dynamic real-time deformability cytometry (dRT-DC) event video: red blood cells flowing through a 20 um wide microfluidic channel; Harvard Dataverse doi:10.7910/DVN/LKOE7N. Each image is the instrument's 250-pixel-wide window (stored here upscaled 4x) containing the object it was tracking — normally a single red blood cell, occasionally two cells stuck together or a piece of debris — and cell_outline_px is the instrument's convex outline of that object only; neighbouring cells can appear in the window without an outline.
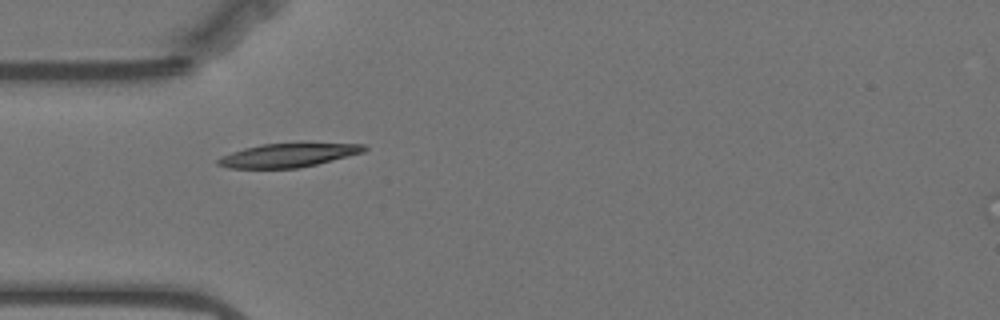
{"species": "Egyptian fruit bat (a non-hibernating species)", "species_latin": "Rousettus aegyptiacus", "temperature_condition": "warm", "stored_images_in_passage": 42, "camera_frame_rate_fps": 3000, "um_per_image_px": 0.085, "animal": {"sex": "female"}, "frame": {"image": 1, "passage_image": 1, "time_ms": 0.0, "image_size_px": [1000, 320], "cell_outline_px": [[368, 148], [364, 152], [300, 168], [228, 168], [216, 164], [216, 160], [220, 156], [244, 148], [260, 144], [300, 140], [364, 144]], "centroid_in_image_um": [24.55, 13.13], "position_along_channel_um": 60.4, "area_um2": 21.39}}
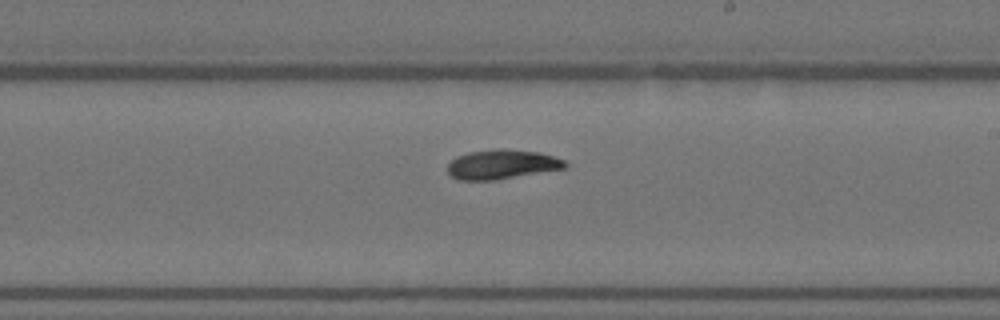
{"frame": {"image": 2, "passage_image": 17, "time_ms": 5.333, "image_size_px": [1000, 320], "cell_outline_px": [[568, 164], [564, 168], [496, 180], [460, 180], [452, 176], [448, 172], [448, 164], [456, 156], [468, 152], [500, 148], [540, 152], [564, 160]], "centroid_in_image_um": [42.64, 13.96], "position_along_channel_um": 246.4, "area_um2": 20.06}}
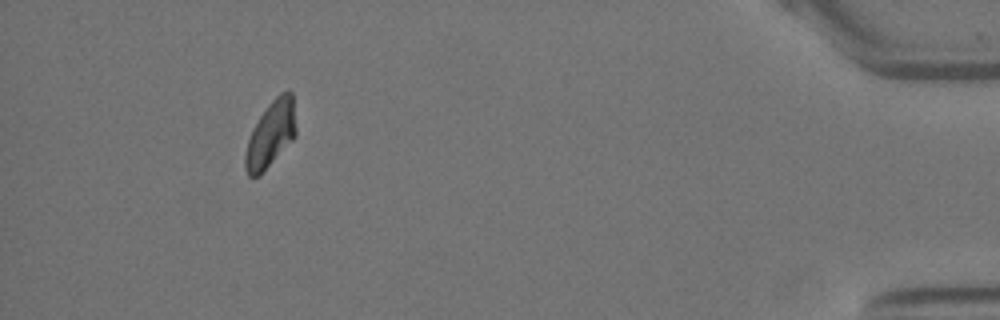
{"frame": {"image": 3, "passage_image": 37, "time_ms": 12.0, "image_size_px": [1000, 320], "cell_outline_px": [[296, 136], [260, 176], [248, 176], [244, 168], [244, 156], [248, 140], [260, 116], [268, 104], [280, 92], [292, 92], [296, 128]], "centroid_in_image_um": [23.01, 11.44], "position_along_channel_um": 412.2, "area_um2": 19.42}, "authors_computed_cell_mechanics": {"area_um2": 19.5653, "velocity_mm_per_s": 3.4995, "shape_relaxation_time_tau1_ms": 7.0663, "shape_relaxation_time_tau2_ms": 5.6885, "deformation_change_tau1": 0.2017, "deformation_change_tau2": 0.078}}